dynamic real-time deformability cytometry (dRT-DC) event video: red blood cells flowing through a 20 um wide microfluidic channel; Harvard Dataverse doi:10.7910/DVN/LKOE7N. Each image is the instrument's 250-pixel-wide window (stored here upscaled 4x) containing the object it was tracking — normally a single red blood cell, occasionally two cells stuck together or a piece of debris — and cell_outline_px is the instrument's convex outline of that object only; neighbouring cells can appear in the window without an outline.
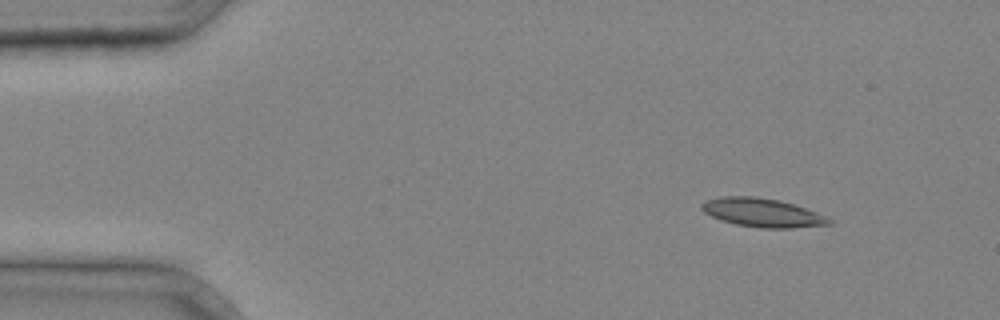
{"species": "common noctule bat (a hibernating species)", "species_latin": "Nyctalus noctula", "temperature_condition": "cold", "stored_images_in_passage": 4, "camera_frame_rate_fps": 3000, "um_per_image_px": 0.085, "animal": {"sex": "male", "body_mass_g": 20.4}, "frame": {"image": 1, "passage_image": 1, "time_ms": 0.0, "image_size_px": [1000, 320], "cell_outline_px": [[832, 224], [792, 228], [760, 228], [736, 224], [720, 220], [704, 212], [700, 208], [700, 204], [704, 200], [720, 196], [756, 196], [780, 200], [816, 212], [832, 220]], "centroid_in_image_um": [64.74, 18.07], "position_along_channel_um": 20.3, "area_um2": 21.33}}